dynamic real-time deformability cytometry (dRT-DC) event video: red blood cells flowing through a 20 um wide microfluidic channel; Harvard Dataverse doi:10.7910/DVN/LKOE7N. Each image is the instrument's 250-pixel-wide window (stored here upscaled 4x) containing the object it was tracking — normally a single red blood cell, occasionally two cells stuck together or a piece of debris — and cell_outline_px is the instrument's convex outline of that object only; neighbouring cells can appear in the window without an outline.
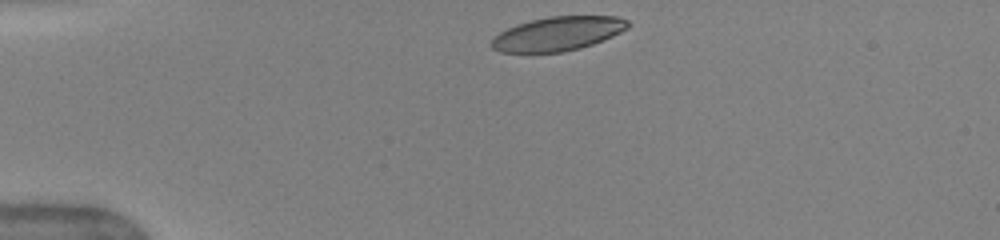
{"species": "human", "species_latin": "Homo sapiens", "temperature_condition": "warm", "stored_images_in_passage": 40, "camera_frame_rate_fps": 3000, "um_per_image_px": 0.085, "donor": {"sex": "female"}, "frame": {"image": 1, "passage_image": 1, "time_ms": 0.0, "image_size_px": [1000, 240], "cell_outline_px": [[632, 24], [628, 28], [612, 36], [592, 44], [580, 48], [564, 52], [500, 52], [492, 48], [488, 44], [500, 32], [516, 24], [548, 16], [616, 16], [628, 20]], "centroid_in_image_um": [47.42, 2.86], "position_along_channel_um": 37.6, "area_um2": 27.05}}
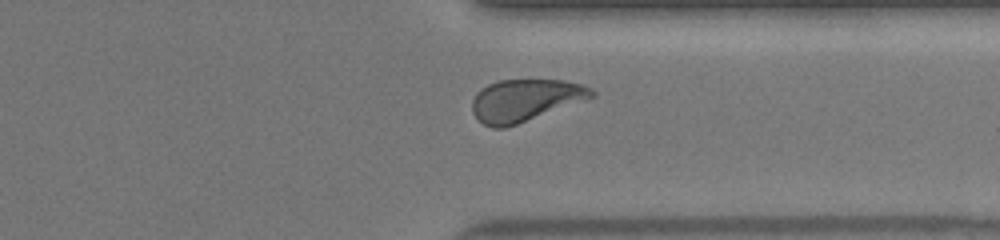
{"frame": {"image": 2, "passage_image": 29, "time_ms": 9.333, "image_size_px": [1000, 240], "cell_outline_px": [[596, 96], [516, 124], [504, 128], [492, 128], [484, 124], [472, 112], [472, 100], [476, 92], [480, 88], [488, 84], [500, 80], [564, 80], [584, 84], [592, 88], [596, 92]], "centroid_in_image_um": [44.64, 8.5], "position_along_channel_um": 366.8, "area_um2": 29.25}}
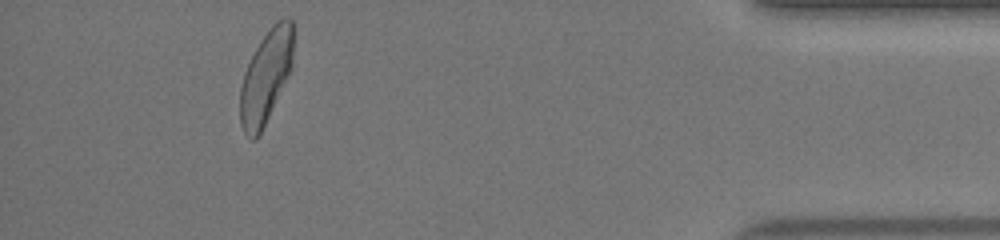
{"frame": {"image": 3, "passage_image": 36, "time_ms": 11.667, "image_size_px": [1000, 240], "cell_outline_px": [[292, 64], [268, 116], [256, 140], [252, 140], [244, 132], [240, 124], [240, 88], [244, 72], [260, 40], [272, 24], [276, 20], [288, 16], [292, 20]], "centroid_in_image_um": [22.57, 6.49], "position_along_channel_um": 412.6, "area_um2": 28.03}, "authors_computed_cell_mechanics": {"area_um2": 29.5358, "velocity_mm_per_s": 4.0351, "shape_relaxation_time_tau1_ms": 3.5683, "shape_relaxation_time_tau2_ms": 1.0483, "deformation_change_tau1": 0.1694, "deformation_change_tau2": 0.0716}}